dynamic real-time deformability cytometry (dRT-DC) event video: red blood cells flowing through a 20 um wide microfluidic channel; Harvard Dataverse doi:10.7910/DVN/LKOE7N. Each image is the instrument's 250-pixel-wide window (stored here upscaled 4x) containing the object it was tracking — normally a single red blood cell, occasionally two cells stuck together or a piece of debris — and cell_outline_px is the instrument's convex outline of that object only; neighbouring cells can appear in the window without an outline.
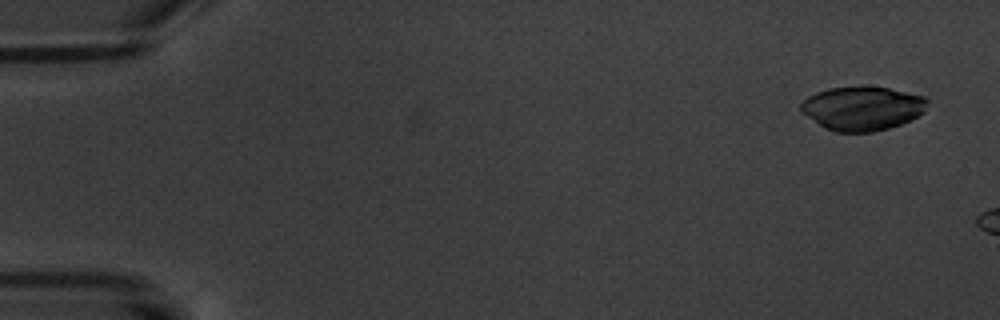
{"species": "common noctule bat (a hibernating species)", "species_latin": "Nyctalus noctula", "temperature_condition": "warm", "stored_images_in_passage": 3, "camera_frame_rate_fps": 3000, "um_per_image_px": 0.085, "animal": {"sex": "male", "body_mass_g": 20.1, "forearm_length_mm": 53.5}, "frame": {"image": 1, "passage_image": 1, "time_ms": 0.0, "image_size_px": [1000, 320], "cell_outline_px": [[928, 100], [924, 112], [900, 124], [888, 128], [872, 132], [836, 132], [824, 128], [800, 112], [800, 104], [808, 96], [816, 92], [828, 88], [888, 88], [924, 96]], "centroid_in_image_um": [73.26, 9.23], "position_along_channel_um": 11.7, "area_um2": 31.96}}